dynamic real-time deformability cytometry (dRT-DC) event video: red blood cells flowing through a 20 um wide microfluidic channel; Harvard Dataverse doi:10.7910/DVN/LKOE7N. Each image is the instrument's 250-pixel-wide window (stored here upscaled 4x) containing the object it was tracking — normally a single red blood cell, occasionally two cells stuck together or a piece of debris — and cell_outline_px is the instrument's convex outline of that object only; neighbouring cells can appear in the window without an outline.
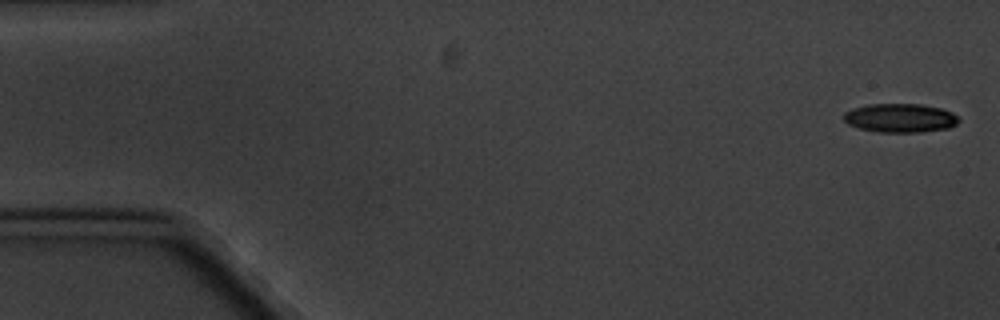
{"species": "common noctule bat (a hibernating species)", "species_latin": "Nyctalus noctula", "temperature_condition": "cold", "stored_images_in_passage": 4, "camera_frame_rate_fps": 3000, "um_per_image_px": 0.085, "animal": {"sex": "male", "body_mass_g": 20.1, "forearm_length_mm": 53.5}, "frame": {"image": 1, "passage_image": 1, "time_ms": 0.0, "image_size_px": [1000, 320], "cell_outline_px": [[960, 120], [956, 124], [948, 128], [920, 132], [880, 132], [860, 128], [848, 124], [844, 120], [844, 112], [852, 108], [868, 104], [920, 104], [940, 108], [952, 112], [960, 116]], "centroid_in_image_um": [76.53, 10.02], "position_along_channel_um": 8.5, "area_um2": 19.36}}